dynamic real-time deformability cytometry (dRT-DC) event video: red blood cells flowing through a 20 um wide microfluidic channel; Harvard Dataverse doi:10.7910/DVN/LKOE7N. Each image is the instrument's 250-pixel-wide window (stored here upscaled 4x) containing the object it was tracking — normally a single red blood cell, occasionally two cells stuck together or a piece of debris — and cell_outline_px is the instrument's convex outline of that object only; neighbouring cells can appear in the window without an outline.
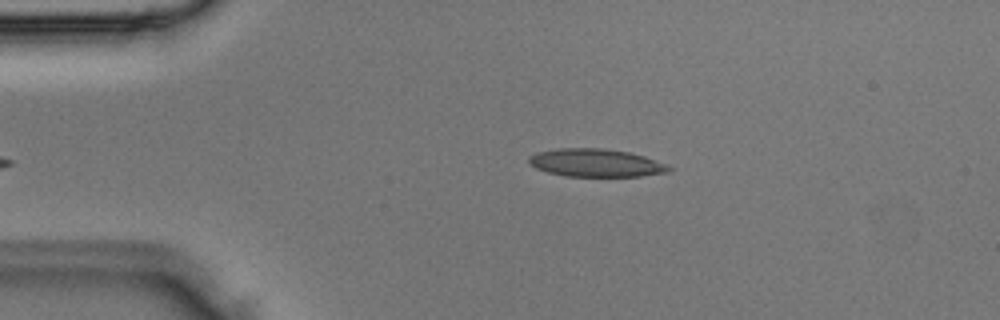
{"species": "Egyptian fruit bat (a non-hibernating species)", "species_latin": "Rousettus aegyptiacus", "temperature_condition": "room temperature", "stored_images_in_passage": 3, "camera_frame_rate_fps": 3000, "um_per_image_px": 0.085, "animal": {"sex": "male"}, "frame": {"image": 1, "passage_image": 3, "time_ms": 0.667, "image_size_px": [1000, 320], "cell_outline_px": [[672, 168], [668, 172], [640, 176], [568, 176], [548, 172], [536, 168], [528, 164], [528, 156], [536, 152], [556, 148], [600, 148], [628, 152], [644, 156], [664, 164]], "centroid_in_image_um": [50.58, 13.83], "position_along_channel_um": 34.4, "area_um2": 22.66}}